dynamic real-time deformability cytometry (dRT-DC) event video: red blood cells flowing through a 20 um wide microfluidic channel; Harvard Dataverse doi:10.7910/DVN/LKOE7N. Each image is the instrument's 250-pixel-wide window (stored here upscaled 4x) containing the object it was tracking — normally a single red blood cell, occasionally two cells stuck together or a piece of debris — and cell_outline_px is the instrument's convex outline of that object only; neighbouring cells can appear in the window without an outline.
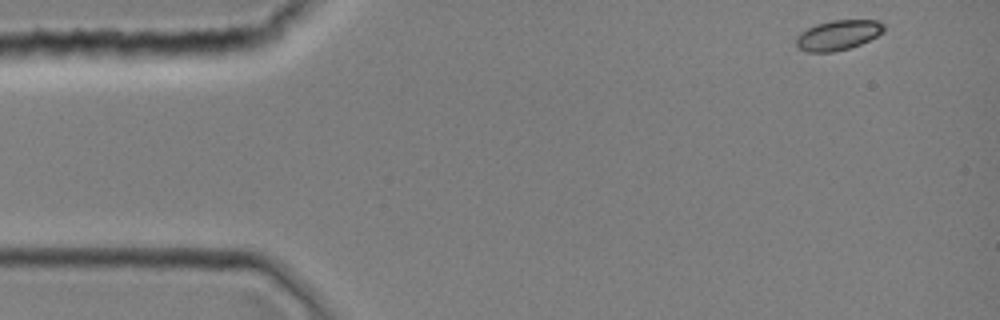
{"species": "common noctule bat (a hibernating species)", "species_latin": "Nyctalus noctula", "temperature_condition": "room temperature", "stored_images_in_passage": 8, "camera_frame_rate_fps": 3000, "um_per_image_px": 0.085, "animal": {"sex": "female", "body_mass_g": 19.0, "forearm_length_mm": 51.5}, "frame": {"image": 1, "passage_image": 1, "time_ms": 0.0, "image_size_px": [1000, 320], "cell_outline_px": [[884, 32], [860, 44], [848, 48], [832, 52], [808, 52], [796, 48], [796, 36], [800, 32], [816, 24], [832, 20], [876, 20], [884, 24]], "centroid_in_image_um": [71.2, 2.98], "position_along_channel_um": 13.8, "area_um2": 15.32}}